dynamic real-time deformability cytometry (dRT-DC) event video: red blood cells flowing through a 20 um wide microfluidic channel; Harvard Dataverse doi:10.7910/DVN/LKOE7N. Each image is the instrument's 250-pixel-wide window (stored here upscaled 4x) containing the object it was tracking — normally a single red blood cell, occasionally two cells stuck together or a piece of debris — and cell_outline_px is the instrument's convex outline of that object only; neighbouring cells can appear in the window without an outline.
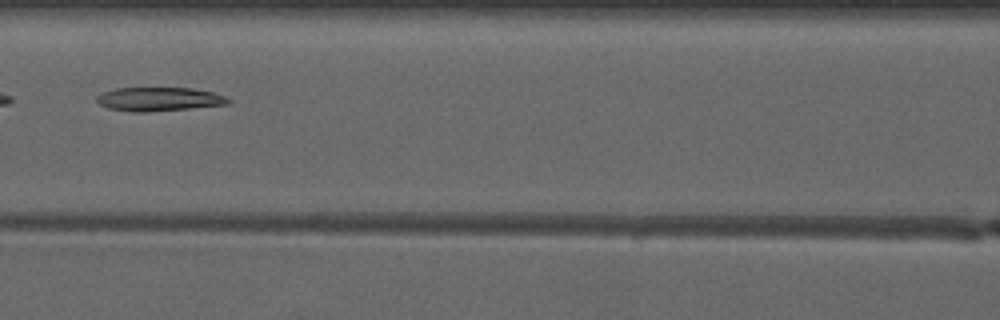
{"species": "common noctule bat (a hibernating species)", "species_latin": "Nyctalus noctula", "temperature_condition": "warm", "stored_images_in_passage": 6, "camera_frame_rate_fps": 3000, "um_per_image_px": 0.085, "animal": {"sex": "male", "forearm_length_mm": 52.5}, "frame": {"image": 1, "passage_image": 6, "time_ms": 5.667, "image_size_px": [1000, 320], "cell_outline_px": [[232, 100], [228, 104], [188, 108], [144, 112], [132, 112], [108, 108], [100, 104], [96, 100], [96, 96], [100, 92], [116, 88], [192, 88], [212, 92], [224, 96]], "centroid_in_image_um": [13.47, 8.42], "position_along_channel_um": 153.1, "area_um2": 18.15}}